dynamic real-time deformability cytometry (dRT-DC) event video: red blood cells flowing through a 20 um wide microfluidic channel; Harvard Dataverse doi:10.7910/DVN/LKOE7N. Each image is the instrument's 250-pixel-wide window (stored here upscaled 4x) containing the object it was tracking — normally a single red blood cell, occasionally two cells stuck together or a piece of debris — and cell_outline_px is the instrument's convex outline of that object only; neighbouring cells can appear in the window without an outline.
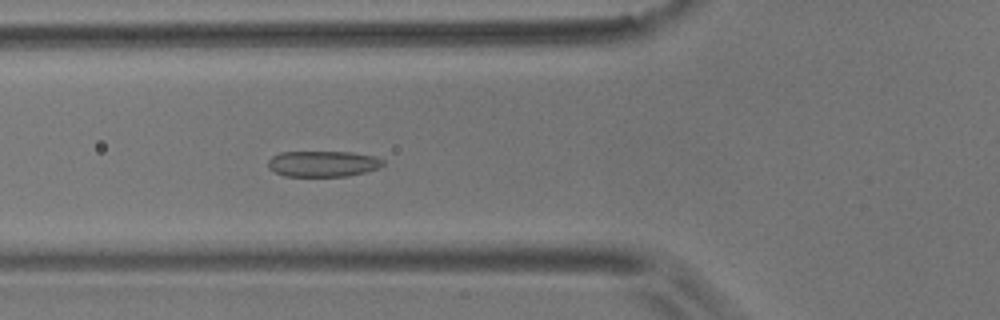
{"species": "common noctule bat (a hibernating species)", "species_latin": "Nyctalus noctula", "temperature_condition": "room temperature", "stored_images_in_passage": 30, "camera_frame_rate_fps": 3000, "um_per_image_px": 0.085, "animal": {"sex": "male", "body_mass_g": 17.9}, "frame": {"image": 1, "passage_image": 10, "time_ms": 3.0, "image_size_px": [1000, 320], "cell_outline_px": [[384, 164], [380, 168], [348, 176], [284, 176], [268, 168], [268, 160], [272, 156], [280, 152], [352, 152], [376, 156], [384, 160]], "centroid_in_image_um": [27.47, 13.91], "position_along_channel_um": 98.3, "area_um2": 17.46}}
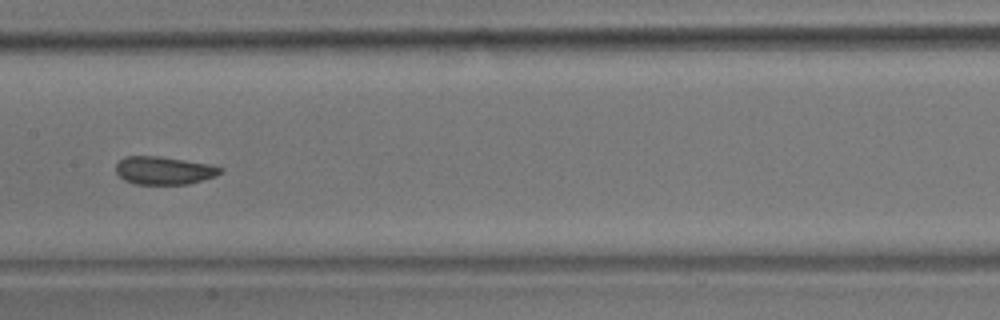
{"frame": {"image": 2, "passage_image": 18, "time_ms": 5.667, "image_size_px": [1000, 320], "cell_outline_px": [[224, 172], [216, 176], [188, 184], [136, 184], [124, 180], [116, 172], [116, 164], [124, 156], [160, 156], [208, 164], [224, 168]], "centroid_in_image_um": [13.95, 14.49], "position_along_channel_um": 193.5, "area_um2": 17.05}}
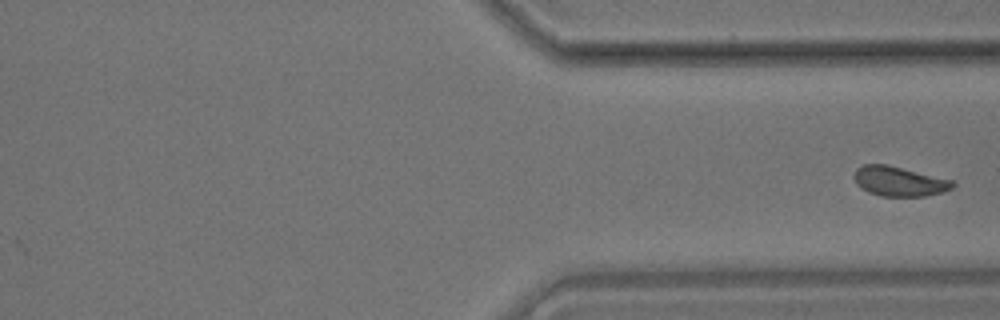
{"frame": {"image": 3, "passage_image": 30, "time_ms": 9.667, "image_size_px": [1000, 320], "cell_outline_px": [[956, 184], [952, 188], [944, 192], [924, 196], [880, 196], [868, 192], [860, 188], [856, 184], [852, 176], [856, 168], [864, 164], [888, 164], [952, 180]], "centroid_in_image_um": [76.39, 15.41], "position_along_channel_um": 335.0, "area_um2": 17.28}}